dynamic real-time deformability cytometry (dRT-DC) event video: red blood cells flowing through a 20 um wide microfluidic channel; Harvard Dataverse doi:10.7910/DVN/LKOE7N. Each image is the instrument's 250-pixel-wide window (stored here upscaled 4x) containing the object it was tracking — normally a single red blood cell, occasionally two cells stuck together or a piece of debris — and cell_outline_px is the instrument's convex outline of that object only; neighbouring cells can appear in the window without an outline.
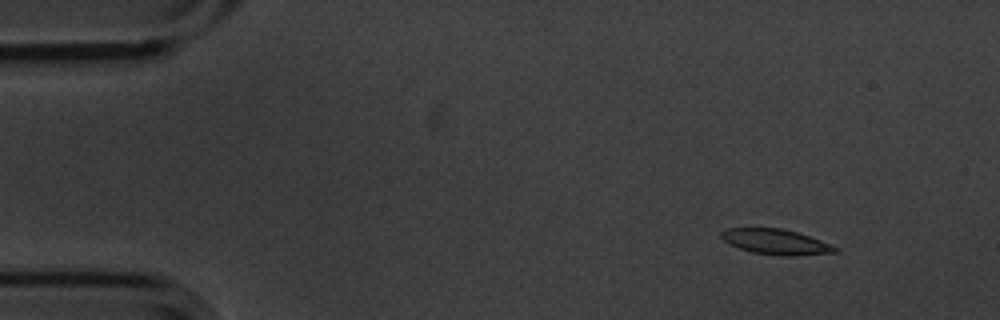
{"species": "common noctule bat (a hibernating species)", "species_latin": "Nyctalus noctula", "temperature_condition": "cold", "stored_images_in_passage": 8, "camera_frame_rate_fps": 3000, "um_per_image_px": 0.085, "animal": {"sex": "male", "body_mass_g": 20.1, "forearm_length_mm": 53.5}, "frame": {"image": 1, "passage_image": 2, "time_ms": 0.333, "image_size_px": [1000, 320], "cell_outline_px": [[840, 252], [792, 256], [784, 256], [752, 252], [728, 244], [720, 236], [720, 232], [724, 228], [780, 228], [796, 232], [820, 240], [840, 248]], "centroid_in_image_um": [65.94, 20.56], "position_along_channel_um": 19.1, "area_um2": 16.82}}
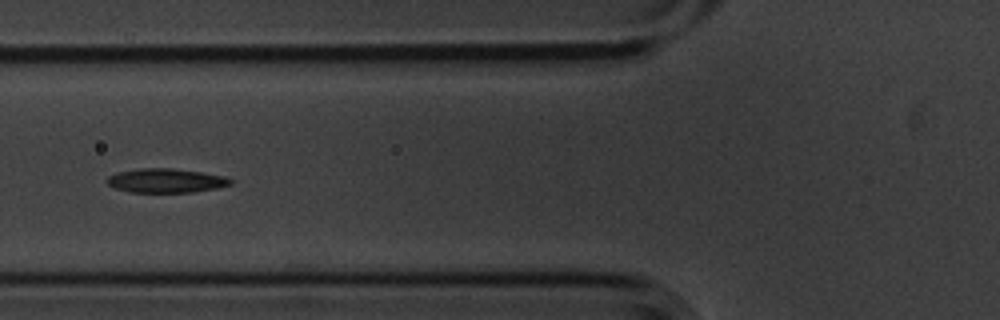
{"frame": {"image": 2, "passage_image": 6, "time_ms": 1.667, "image_size_px": [1000, 320], "cell_outline_px": [[232, 184], [216, 188], [192, 192], [128, 192], [116, 188], [108, 184], [108, 176], [116, 172], [140, 168], [172, 168], [200, 172], [224, 176], [232, 180]], "centroid_in_image_um": [14.09, 15.35], "position_along_channel_um": 111.7, "area_um2": 17.22}}
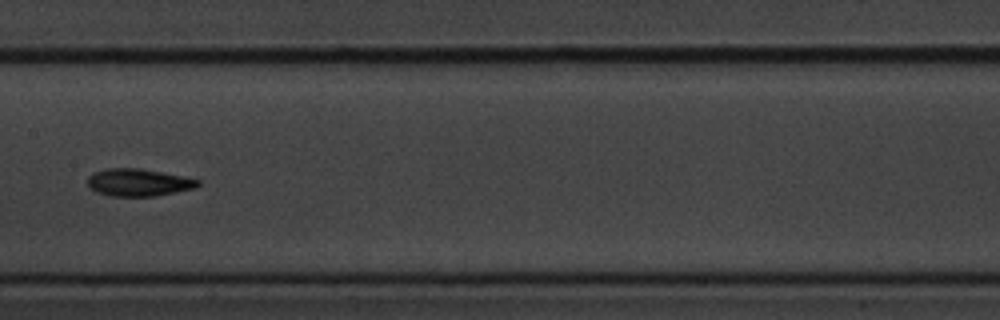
{"frame": {"image": 3, "passage_image": 8, "time_ms": 2.333, "image_size_px": [1000, 320], "cell_outline_px": [[200, 184], [196, 188], [156, 196], [112, 196], [96, 192], [88, 184], [88, 176], [92, 172], [104, 168], [140, 168], [184, 176], [200, 180]], "centroid_in_image_um": [11.78, 15.5], "position_along_channel_um": 195.6, "area_um2": 17.74}}